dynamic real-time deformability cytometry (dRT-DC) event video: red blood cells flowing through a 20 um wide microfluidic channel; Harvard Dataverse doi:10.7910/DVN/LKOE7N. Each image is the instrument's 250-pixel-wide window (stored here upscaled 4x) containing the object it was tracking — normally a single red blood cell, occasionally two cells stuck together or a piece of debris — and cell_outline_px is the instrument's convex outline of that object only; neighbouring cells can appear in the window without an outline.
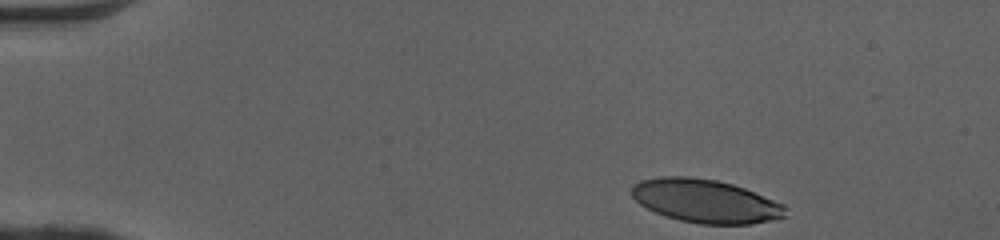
{"species": "human", "species_latin": "Homo sapiens", "temperature_condition": "cold", "stored_images_in_passage": 10, "camera_frame_rate_fps": 3000, "um_per_image_px": 0.085, "donor": {"sex": "female"}, "frame": {"image": 1, "passage_image": 1, "time_ms": 0.0, "image_size_px": [1000, 240], "cell_outline_px": [[788, 216], [772, 220], [752, 224], [700, 224], [680, 220], [664, 216], [640, 204], [632, 196], [632, 184], [640, 180], [660, 176], [688, 176], [716, 180], [732, 184], [744, 188], [784, 204], [788, 208]], "centroid_in_image_um": [59.99, 17.09], "position_along_channel_um": 25.0, "area_um2": 39.07}}